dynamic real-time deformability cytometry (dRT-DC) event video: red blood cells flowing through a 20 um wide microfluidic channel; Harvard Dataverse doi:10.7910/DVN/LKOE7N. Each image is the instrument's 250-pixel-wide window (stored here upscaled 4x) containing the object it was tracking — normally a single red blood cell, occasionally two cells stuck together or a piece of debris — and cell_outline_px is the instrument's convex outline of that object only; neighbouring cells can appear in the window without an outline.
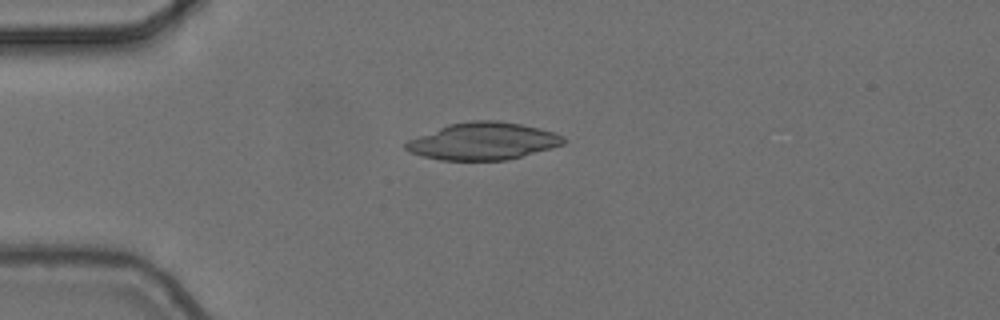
{"species": "common noctule bat (a hibernating species)", "species_latin": "Nyctalus noctula", "temperature_condition": "cold", "stored_images_in_passage": 5, "camera_frame_rate_fps": 3000, "um_per_image_px": 0.085, "animal": {"sex": "female", "body_mass_g": 24.6, "forearm_length_mm": 56.2}, "frame": {"image": 1, "passage_image": 1, "time_ms": 0.0, "image_size_px": [1000, 320], "cell_outline_px": [[564, 144], [552, 148], [508, 160], [440, 160], [424, 156], [412, 152], [404, 148], [404, 144], [408, 140], [448, 124], [472, 120], [500, 120], [540, 128], [564, 136]], "centroid_in_image_um": [41.08, 12.0], "position_along_channel_um": 43.9, "area_um2": 34.1}}
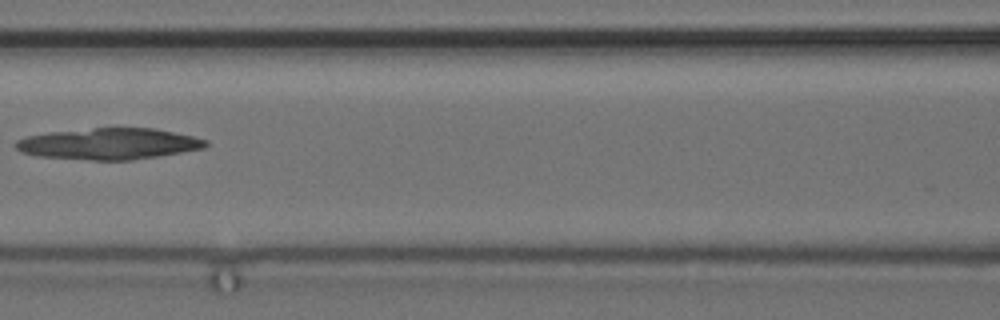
{"frame": {"image": 2, "passage_image": 4, "time_ms": 1.0, "image_size_px": [1000, 320], "cell_outline_px": [[208, 144], [204, 148], [132, 160], [92, 160], [40, 156], [20, 152], [12, 144], [16, 140], [28, 136], [52, 132], [92, 128], [156, 128], [192, 136], [208, 140]], "centroid_in_image_um": [9.24, 12.22], "position_along_channel_um": 157.4, "area_um2": 34.39}}